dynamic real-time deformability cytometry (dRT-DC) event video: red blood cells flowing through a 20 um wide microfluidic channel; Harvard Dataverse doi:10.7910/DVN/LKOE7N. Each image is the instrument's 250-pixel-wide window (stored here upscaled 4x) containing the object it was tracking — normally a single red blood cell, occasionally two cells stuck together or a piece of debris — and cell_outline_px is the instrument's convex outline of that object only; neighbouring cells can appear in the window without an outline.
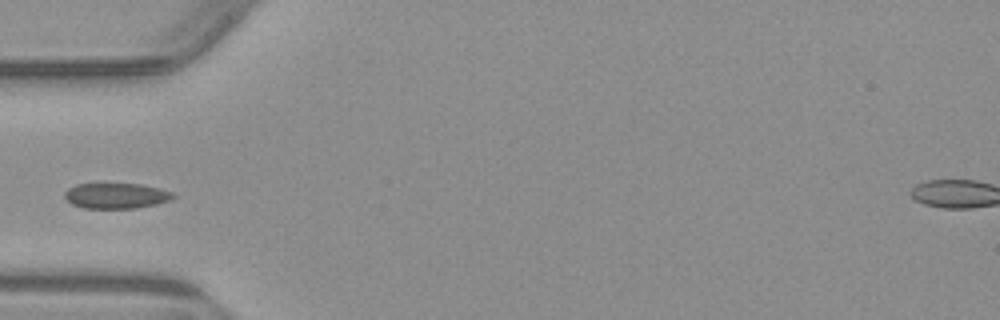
{"species": "common noctule bat (a hibernating species)", "species_latin": "Nyctalus noctula", "temperature_condition": "warm", "stored_images_in_passage": 2, "camera_frame_rate_fps": 3000, "um_per_image_px": 0.085, "animal": {"sex": "male", "body_mass_g": 23.1, "forearm_length_mm": 52.7}, "frame": {"image": 1, "passage_image": 1, "time_ms": 0.0, "image_size_px": [1000, 320], "cell_outline_px": [[176, 196], [168, 200], [156, 204], [136, 208], [84, 208], [72, 204], [64, 196], [64, 192], [68, 188], [76, 184], [100, 180], [140, 184], [160, 188], [172, 192]], "centroid_in_image_um": [9.81, 16.57], "position_along_channel_um": 75.2, "area_um2": 16.94}}
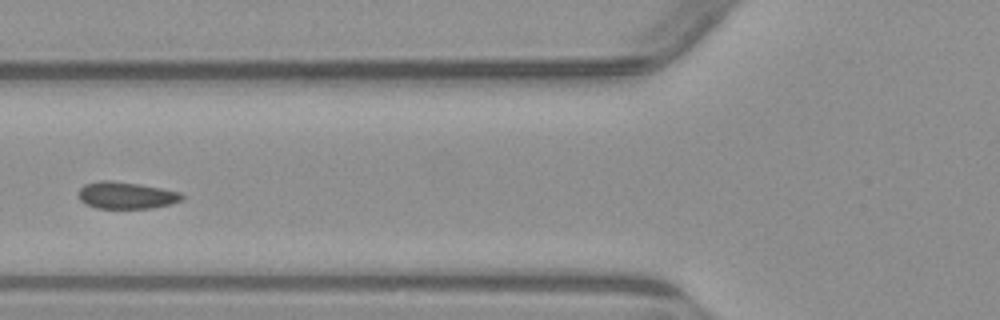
{"frame": {"image": 2, "passage_image": 2, "time_ms": 1.0, "image_size_px": [1000, 320], "cell_outline_px": [[184, 196], [180, 200], [168, 204], [152, 208], [96, 208], [80, 200], [80, 188], [84, 184], [100, 180], [112, 180], [140, 184], [180, 192]], "centroid_in_image_um": [10.71, 16.59], "position_along_channel_um": 115.1, "area_um2": 16.01}}